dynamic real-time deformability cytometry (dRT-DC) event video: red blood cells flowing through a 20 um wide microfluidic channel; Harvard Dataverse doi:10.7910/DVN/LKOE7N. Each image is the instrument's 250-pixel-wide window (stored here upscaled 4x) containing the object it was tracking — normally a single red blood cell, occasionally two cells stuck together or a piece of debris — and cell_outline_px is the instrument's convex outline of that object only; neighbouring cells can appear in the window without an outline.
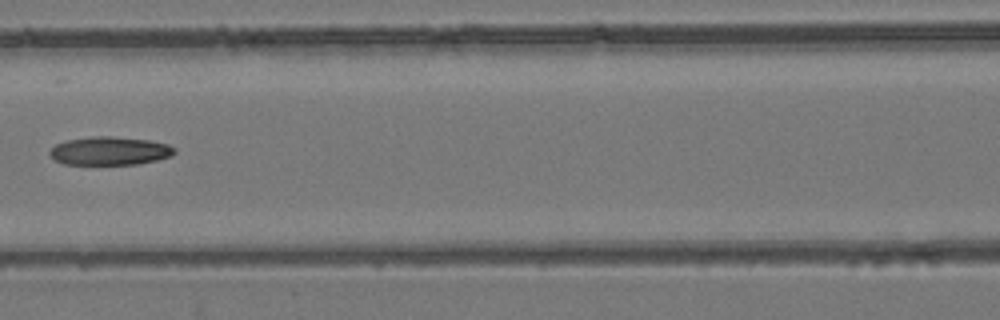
{"species": "common noctule bat (a hibernating species)", "species_latin": "Nyctalus noctula", "temperature_condition": "room temperature", "stored_images_in_passage": 6, "camera_frame_rate_fps": 3000, "um_per_image_px": 0.085, "animal": {"sex": "female", "body_mass_g": 24.6, "forearm_length_mm": 56.2}, "frame": {"image": 1, "passage_image": 5, "time_ms": 4.667, "image_size_px": [1000, 320], "cell_outline_px": [[176, 152], [172, 156], [156, 160], [136, 164], [64, 164], [56, 160], [48, 152], [56, 144], [68, 140], [92, 136], [112, 136], [148, 140], [168, 144], [176, 148]], "centroid_in_image_um": [9.36, 12.82], "position_along_channel_um": 157.2, "area_um2": 20.52}}
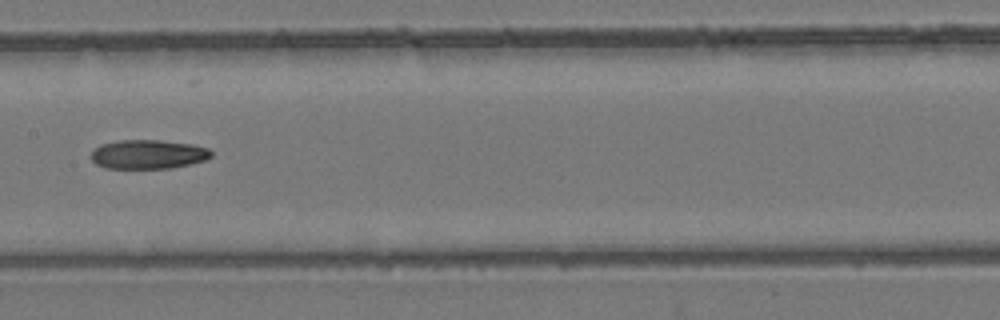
{"frame": {"image": 2, "passage_image": 6, "time_ms": 5.667, "image_size_px": [1000, 320], "cell_outline_px": [[212, 156], [204, 160], [172, 168], [104, 168], [96, 164], [92, 160], [92, 152], [100, 144], [120, 140], [160, 140], [192, 144], [208, 148], [212, 152]], "centroid_in_image_um": [12.59, 13.11], "position_along_channel_um": 194.8, "area_um2": 20.29}}